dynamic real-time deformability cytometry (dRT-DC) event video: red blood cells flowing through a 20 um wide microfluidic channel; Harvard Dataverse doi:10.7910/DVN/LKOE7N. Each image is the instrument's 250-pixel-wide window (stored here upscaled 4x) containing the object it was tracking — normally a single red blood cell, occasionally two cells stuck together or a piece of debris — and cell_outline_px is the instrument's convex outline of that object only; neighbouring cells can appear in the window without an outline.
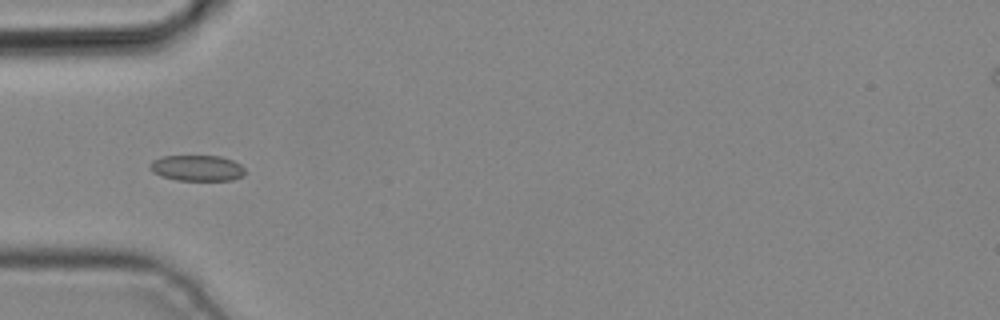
{"species": "common noctule bat (a hibernating species)", "species_latin": "Nyctalus noctula", "temperature_condition": "cold", "stored_images_in_passage": 3, "camera_frame_rate_fps": 3000, "um_per_image_px": 0.085, "animal": {"sex": "male", "body_mass_g": 19.2, "forearm_length_mm": 51.8}, "frame": {"image": 1, "passage_image": 3, "time_ms": 0.667, "image_size_px": [1000, 320], "cell_outline_px": [[244, 176], [232, 180], [176, 180], [160, 176], [152, 172], [148, 168], [148, 164], [152, 160], [160, 156], [220, 156], [232, 160], [240, 164], [244, 168]], "centroid_in_image_um": [16.7, 14.28], "position_along_channel_um": 68.3, "area_um2": 14.51}}